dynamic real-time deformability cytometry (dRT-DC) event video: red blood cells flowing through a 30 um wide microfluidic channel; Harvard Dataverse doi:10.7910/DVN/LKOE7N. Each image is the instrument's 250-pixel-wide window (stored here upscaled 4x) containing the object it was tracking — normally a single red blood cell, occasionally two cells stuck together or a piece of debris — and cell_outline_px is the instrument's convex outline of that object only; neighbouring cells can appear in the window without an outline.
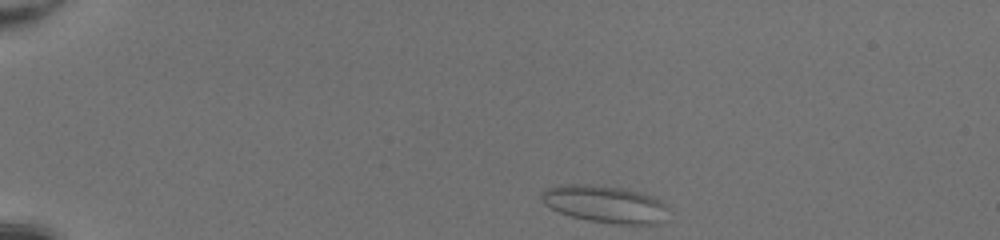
{"species": "common noctule bat (a hibernating species)", "species_latin": "Nyctalus noctula", "temperature_condition": "room temperature", "stored_images_in_passage": 5, "camera_frame_rate_fps": 3000, "um_per_image_px": 0.085, "animal": {"sex": "female", "body_mass_g": 20.0, "forearm_length_mm": 54.0}, "frame": {"image": 1, "passage_image": 1, "time_ms": 0.0, "image_size_px": [1000, 240], "cell_outline_px": [[668, 220], [660, 224], [612, 224], [588, 220], [572, 216], [560, 212], [544, 204], [540, 200], [540, 192], [548, 188], [564, 184], [588, 184], [624, 188], [640, 192], [652, 196], [660, 200], [668, 208]], "centroid_in_image_um": [51.47, 17.36], "position_along_channel_um": 33.5, "area_um2": 27.86}}